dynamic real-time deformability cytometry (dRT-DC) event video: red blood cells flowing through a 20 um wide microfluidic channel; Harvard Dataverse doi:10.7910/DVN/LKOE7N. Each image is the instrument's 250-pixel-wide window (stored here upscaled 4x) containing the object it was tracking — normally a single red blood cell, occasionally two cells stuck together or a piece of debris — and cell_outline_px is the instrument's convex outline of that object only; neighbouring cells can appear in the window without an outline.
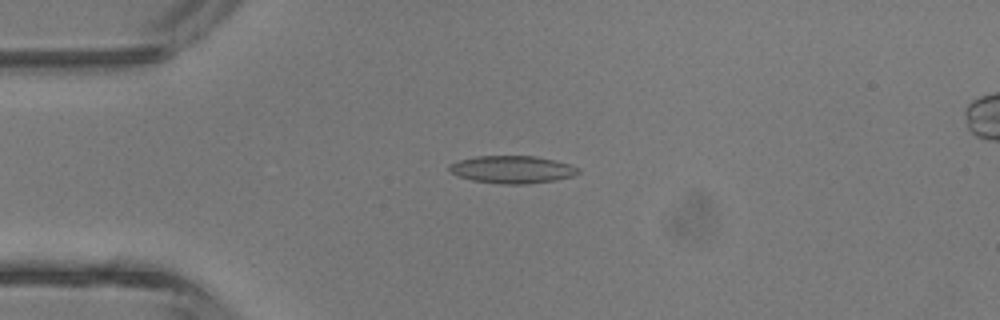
{"species": "common noctule bat (a hibernating species)", "species_latin": "Nyctalus noctula", "temperature_condition": "room temperature", "stored_images_in_passage": 43, "camera_frame_rate_fps": 3000, "um_per_image_px": 0.085, "animal": {"sex": "male", "body_mass_g": 13.3}, "frame": {"image": 1, "passage_image": 10, "time_ms": 3.0, "image_size_px": [1000, 320], "cell_outline_px": [[580, 172], [572, 176], [556, 180], [528, 184], [500, 184], [472, 180], [460, 176], [452, 172], [448, 168], [448, 164], [460, 160], [476, 156], [536, 156], [556, 160], [572, 164], [580, 168]], "centroid_in_image_um": [43.59, 14.4], "position_along_channel_um": 41.4, "area_um2": 20.81}}
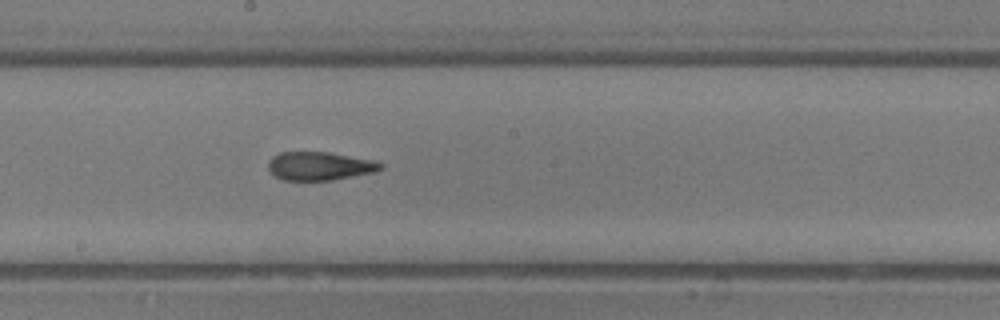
{"frame": {"image": 2, "passage_image": 23, "time_ms": 7.333, "image_size_px": [1000, 320], "cell_outline_px": [[384, 168], [376, 172], [332, 180], [284, 180], [276, 176], [268, 168], [268, 160], [272, 156], [280, 152], [328, 152], [376, 160], [384, 164]], "centroid_in_image_um": [27.22, 14.1], "position_along_channel_um": 221.0, "area_um2": 18.79}}
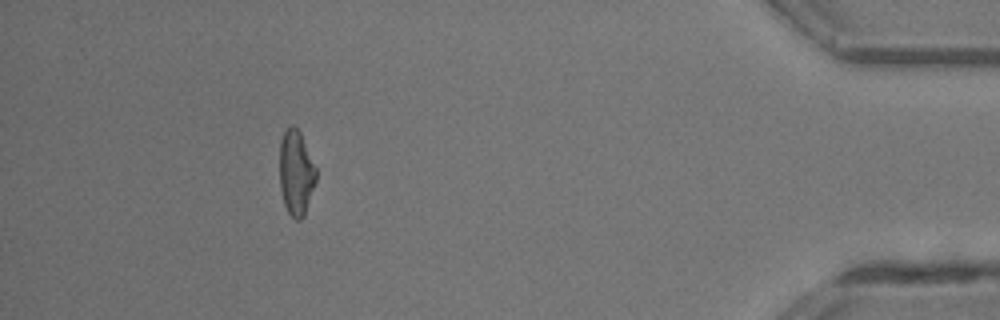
{"frame": {"image": 3, "passage_image": 39, "time_ms": 12.667, "image_size_px": [1000, 320], "cell_outline_px": [[316, 180], [304, 216], [300, 220], [296, 220], [288, 212], [284, 204], [280, 188], [280, 140], [284, 132], [292, 124], [300, 132], [316, 168]], "centroid_in_image_um": [25.16, 14.7], "position_along_channel_um": 410.0, "area_um2": 17.92}, "authors_computed_cell_mechanics": {"area_um2": 19.074, "velocity_mm_per_s": 4.6826, "shape_relaxation_time_tau1_ms": 11.2554, "shape_relaxation_time_tau2_ms": 1.96, "deformation_change_tau1": 0.304, "deformation_change_tau2": 0.1178}}